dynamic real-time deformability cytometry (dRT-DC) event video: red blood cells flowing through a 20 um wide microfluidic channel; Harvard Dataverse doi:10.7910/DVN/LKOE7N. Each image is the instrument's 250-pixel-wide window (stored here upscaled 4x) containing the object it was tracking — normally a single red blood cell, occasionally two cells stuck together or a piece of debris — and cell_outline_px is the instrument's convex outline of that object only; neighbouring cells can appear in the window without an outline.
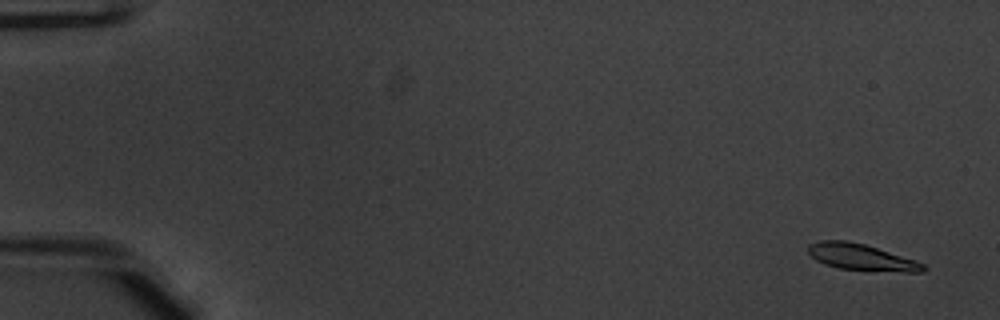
{"species": "common noctule bat (a hibernating species)", "species_latin": "Nyctalus noctula", "temperature_condition": "warm", "stored_images_in_passage": 53, "camera_frame_rate_fps": 3000, "um_per_image_px": 0.085, "animal": {"sex": "male", "body_mass_g": 20.1, "forearm_length_mm": 53.5}, "frame": {"image": 1, "passage_image": 3, "time_ms": 0.667, "image_size_px": [1000, 320], "cell_outline_px": [[928, 268], [924, 272], [904, 272], [840, 268], [824, 264], [816, 260], [808, 252], [808, 244], [820, 240], [848, 240], [864, 244], [916, 260], [924, 264]], "centroid_in_image_um": [73.23, 21.85], "position_along_channel_um": 11.8, "area_um2": 17.63}}
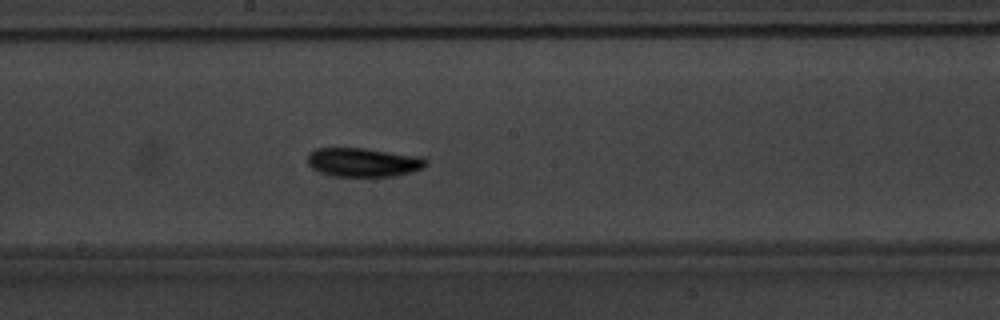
{"frame": {"image": 2, "passage_image": 30, "time_ms": 9.667, "image_size_px": [1000, 320], "cell_outline_px": [[428, 164], [424, 168], [412, 172], [392, 176], [332, 176], [320, 172], [312, 168], [308, 164], [308, 152], [316, 148], [364, 148], [420, 156], [428, 160]], "centroid_in_image_um": [30.89, 13.79], "position_along_channel_um": 217.3, "area_um2": 20.06}}
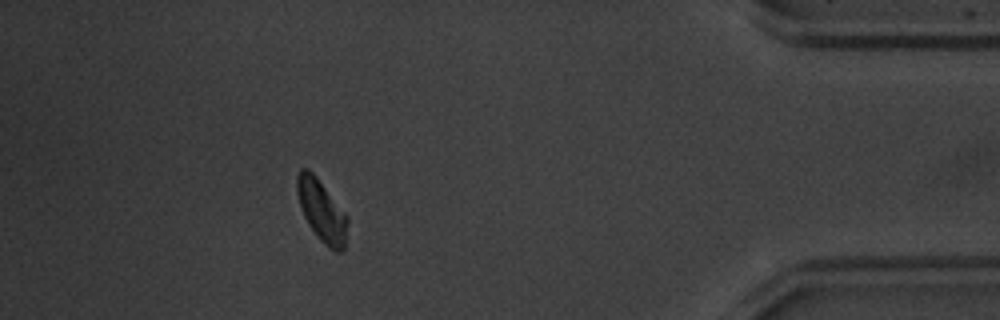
{"frame": {"image": 3, "passage_image": 48, "time_ms": 15.667, "image_size_px": [1000, 320], "cell_outline_px": [[348, 220], [344, 248], [340, 252], [336, 252], [328, 248], [320, 240], [308, 224], [300, 208], [296, 192], [296, 176], [300, 168], [308, 168], [316, 176], [348, 216]], "centroid_in_image_um": [27.32, 17.9], "position_along_channel_um": 407.9, "area_um2": 18.26}, "authors_computed_cell_mechanics": {"area_um2": 18.2648, "velocity_mm_per_s": 3.9183, "shape_relaxation_time_tau1_ms": 1.6082, "shape_relaxation_time_tau2_ms": 2.9149, "deformation_change_tau1": 0.1326, "deformation_change_tau2": 0.0744}}